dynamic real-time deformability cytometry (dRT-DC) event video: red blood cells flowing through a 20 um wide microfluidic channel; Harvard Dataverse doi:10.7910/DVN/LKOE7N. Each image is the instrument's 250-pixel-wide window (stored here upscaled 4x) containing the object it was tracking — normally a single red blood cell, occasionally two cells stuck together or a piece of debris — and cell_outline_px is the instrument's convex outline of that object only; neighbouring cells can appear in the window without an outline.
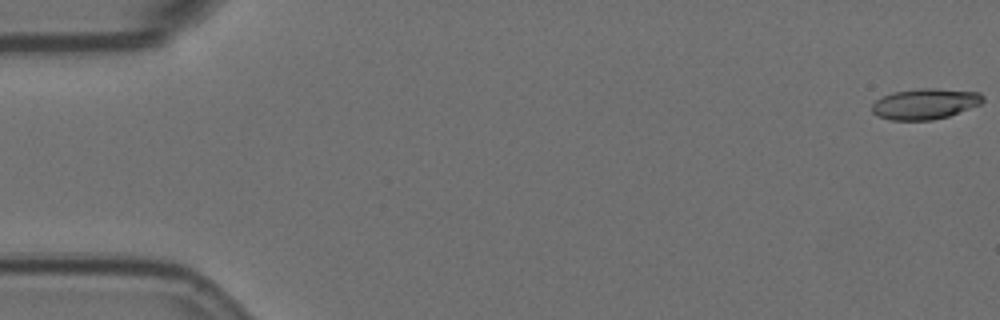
{"species": "Egyptian fruit bat (a non-hibernating species)", "species_latin": "Rousettus aegyptiacus", "temperature_condition": "room temperature", "stored_images_in_passage": 26, "camera_frame_rate_fps": 3000, "um_per_image_px": 0.085, "animal": {"sex": "female"}, "frame": {"image": 1, "passage_image": 1, "time_ms": 0.0, "image_size_px": [1000, 320], "cell_outline_px": [[984, 100], [980, 104], [948, 116], [932, 120], [892, 120], [880, 116], [872, 112], [872, 104], [876, 100], [892, 92], [920, 88], [936, 88], [980, 92], [984, 96]], "centroid_in_image_um": [78.64, 8.81], "position_along_channel_um": 6.4, "area_um2": 19.77}}
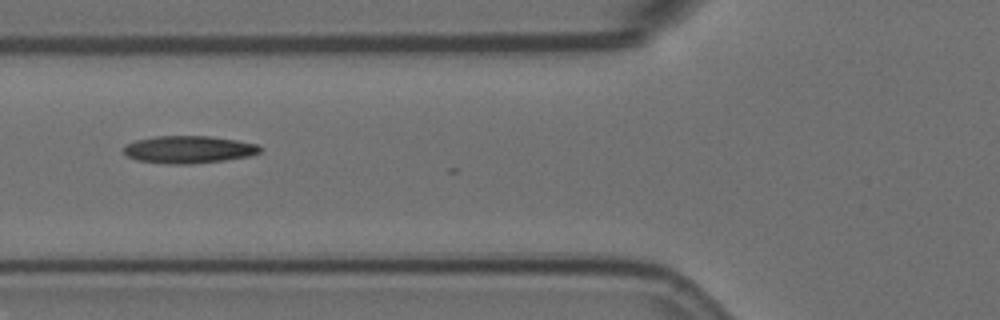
{"frame": {"image": 2, "passage_image": 22, "time_ms": 7.0, "image_size_px": [1000, 320], "cell_outline_px": [[264, 148], [260, 152], [248, 156], [224, 160], [192, 164], [168, 164], [136, 160], [128, 156], [124, 152], [124, 144], [136, 140], [156, 136], [208, 136], [236, 140], [256, 144]], "centroid_in_image_um": [16.02, 12.71], "position_along_channel_um": 109.8, "area_um2": 21.79}}
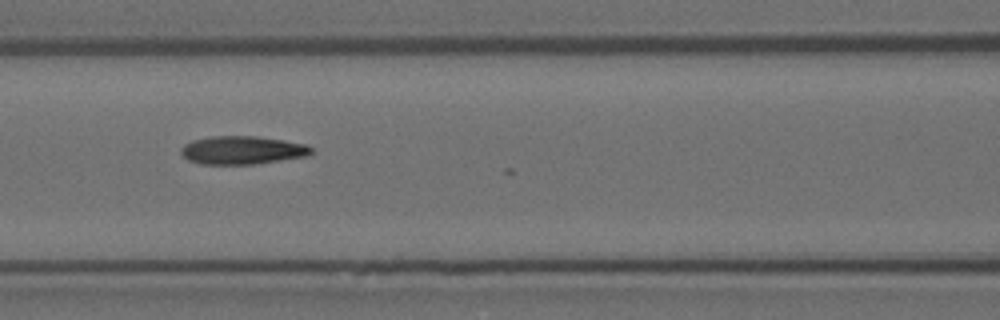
{"frame": {"image": 3, "passage_image": 25, "time_ms": 8.0, "image_size_px": [1000, 320], "cell_outline_px": [[312, 152], [308, 156], [252, 164], [200, 164], [188, 160], [180, 152], [180, 148], [184, 144], [192, 140], [212, 136], [256, 136], [284, 140], [308, 144], [312, 148]], "centroid_in_image_um": [20.59, 12.76], "position_along_channel_um": 146.0, "area_um2": 21.5}}